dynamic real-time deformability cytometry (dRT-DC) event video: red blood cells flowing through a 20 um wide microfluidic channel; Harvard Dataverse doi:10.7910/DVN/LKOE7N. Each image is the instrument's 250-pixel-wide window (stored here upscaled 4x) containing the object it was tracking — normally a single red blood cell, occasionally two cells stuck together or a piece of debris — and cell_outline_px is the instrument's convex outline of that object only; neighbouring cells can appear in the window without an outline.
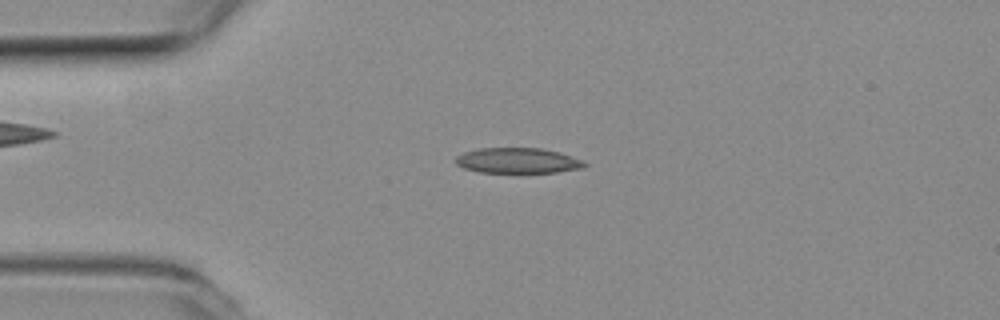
{"species": "common noctule bat (a hibernating species)", "species_latin": "Nyctalus noctula", "temperature_condition": "room temperature", "stored_images_in_passage": 53, "camera_frame_rate_fps": 3000, "um_per_image_px": 0.085, "animal": {"sex": "female", "body_mass_g": 19.3, "forearm_length_mm": 54.1}, "frame": {"image": 1, "passage_image": 12, "time_ms": 3.667, "image_size_px": [1000, 320], "cell_outline_px": [[588, 164], [584, 168], [556, 172], [480, 172], [464, 168], [456, 164], [456, 156], [464, 152], [480, 148], [540, 148], [560, 152], [584, 160]], "centroid_in_image_um": [44.05, 13.64], "position_along_channel_um": 41.0, "area_um2": 19.07}}
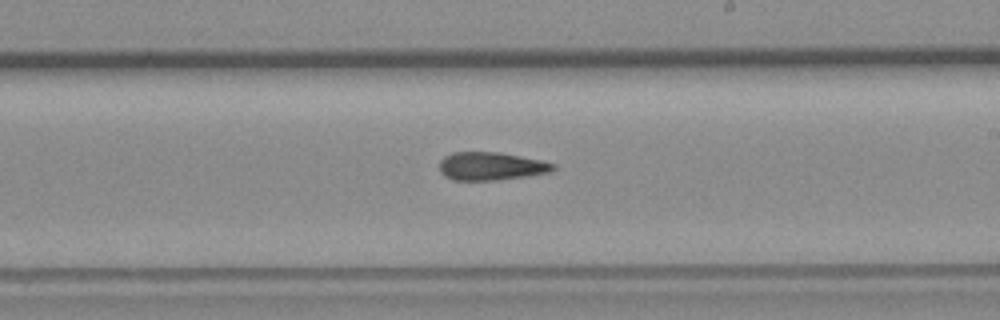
{"frame": {"image": 2, "passage_image": 30, "time_ms": 9.667, "image_size_px": [1000, 320], "cell_outline_px": [[556, 168], [552, 172], [528, 176], [496, 180], [452, 180], [444, 176], [440, 172], [440, 160], [444, 156], [452, 152], [500, 152], [540, 160], [556, 164]], "centroid_in_image_um": [41.74, 14.13], "position_along_channel_um": 247.3, "area_um2": 18.79}}
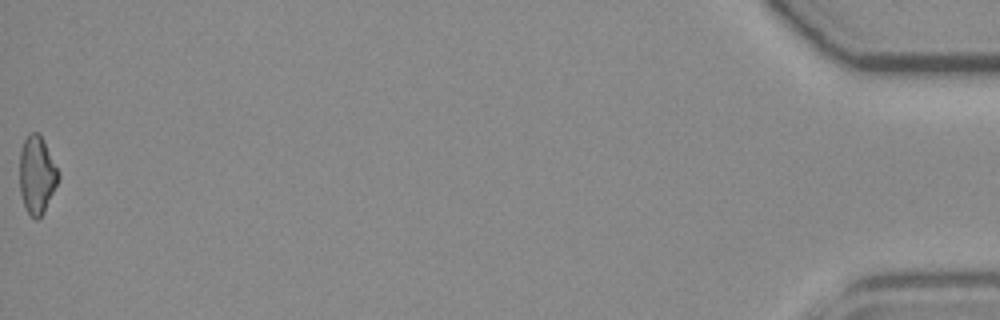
{"frame": {"image": 3, "passage_image": 53, "time_ms": 17.333, "image_size_px": [1000, 320], "cell_outline_px": [[60, 176], [44, 212], [36, 220], [28, 212], [24, 204], [20, 192], [20, 148], [28, 132], [40, 132], [44, 140]], "centroid_in_image_um": [3.12, 14.81], "position_along_channel_um": 432.1, "area_um2": 17.4}, "authors_computed_cell_mechanics": {"area_um2": 18.9584, "velocity_mm_per_s": 3.8257, "shape_relaxation_time_tau1_ms": null, "shape_relaxation_time_tau2_ms": 4.1371, "deformation_change_tau1": null, "deformation_change_tau2": 0.1351}}